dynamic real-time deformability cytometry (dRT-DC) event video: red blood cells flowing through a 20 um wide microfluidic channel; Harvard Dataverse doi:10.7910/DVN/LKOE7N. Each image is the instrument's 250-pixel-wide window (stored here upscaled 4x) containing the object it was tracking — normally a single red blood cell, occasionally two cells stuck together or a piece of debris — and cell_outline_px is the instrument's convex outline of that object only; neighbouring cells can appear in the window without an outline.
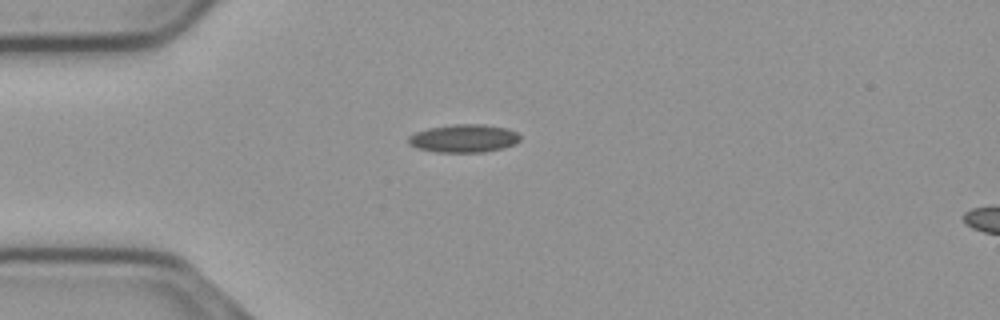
{"species": "common noctule bat (a hibernating species)", "species_latin": "Nyctalus noctula", "temperature_condition": "cold", "stored_images_in_passage": 42, "camera_frame_rate_fps": 3000, "um_per_image_px": 0.085, "animal": {"sex": "male", "body_mass_g": 23.1, "forearm_length_mm": 52.7}, "frame": {"image": 1, "passage_image": 1, "time_ms": 0.0, "image_size_px": [1000, 320], "cell_outline_px": [[520, 140], [516, 144], [484, 152], [436, 152], [416, 148], [408, 144], [408, 136], [416, 132], [428, 128], [456, 124], [484, 124], [504, 128], [516, 132], [520, 136]], "centroid_in_image_um": [39.39, 11.76], "position_along_channel_um": 45.6, "area_um2": 18.21}}
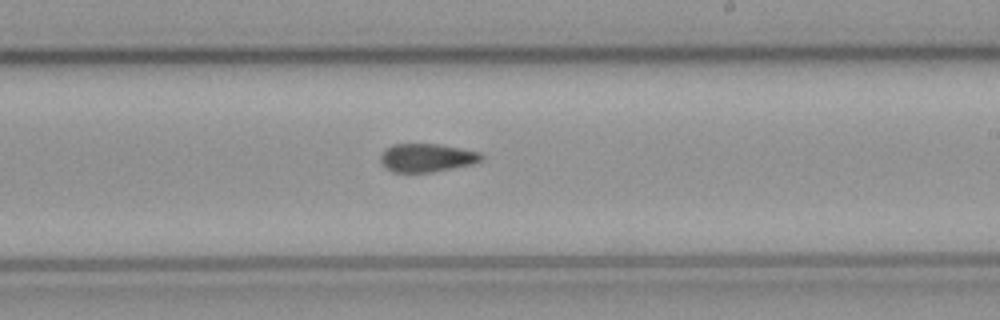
{"frame": {"image": 2, "passage_image": 19, "time_ms": 6.0, "image_size_px": [1000, 320], "cell_outline_px": [[484, 156], [480, 160], [472, 164], [432, 172], [392, 172], [380, 160], [380, 156], [384, 148], [392, 144], [440, 144], [480, 152]], "centroid_in_image_um": [36.26, 13.39], "position_along_channel_um": 252.7, "area_um2": 16.59}}
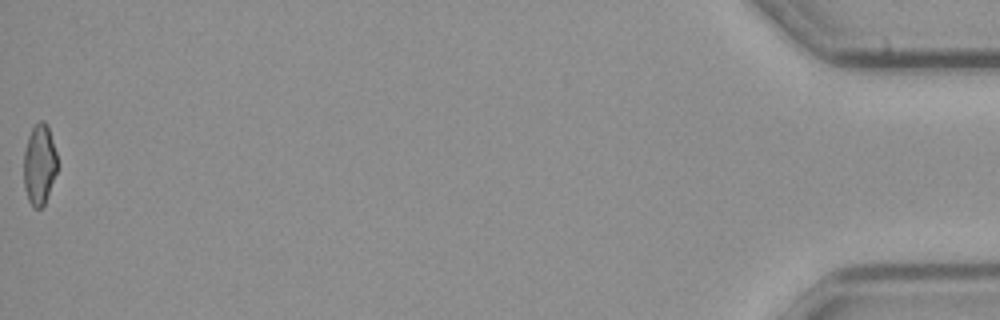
{"frame": {"image": 3, "passage_image": 42, "time_ms": 13.667, "image_size_px": [1000, 320], "cell_outline_px": [[56, 172], [44, 204], [40, 208], [32, 208], [28, 200], [24, 188], [24, 152], [28, 136], [32, 128], [40, 120], [44, 120], [48, 124], [56, 152]], "centroid_in_image_um": [3.33, 13.96], "position_along_channel_um": 431.9, "area_um2": 15.66}, "authors_computed_cell_mechanics": {"area_um2": 16.6464, "velocity_mm_per_s": 3.722, "shape_relaxation_time_tau1_ms": null, "shape_relaxation_time_tau2_ms": 4.797, "deformation_change_tau1": null, "deformation_change_tau2": 0.1267}}